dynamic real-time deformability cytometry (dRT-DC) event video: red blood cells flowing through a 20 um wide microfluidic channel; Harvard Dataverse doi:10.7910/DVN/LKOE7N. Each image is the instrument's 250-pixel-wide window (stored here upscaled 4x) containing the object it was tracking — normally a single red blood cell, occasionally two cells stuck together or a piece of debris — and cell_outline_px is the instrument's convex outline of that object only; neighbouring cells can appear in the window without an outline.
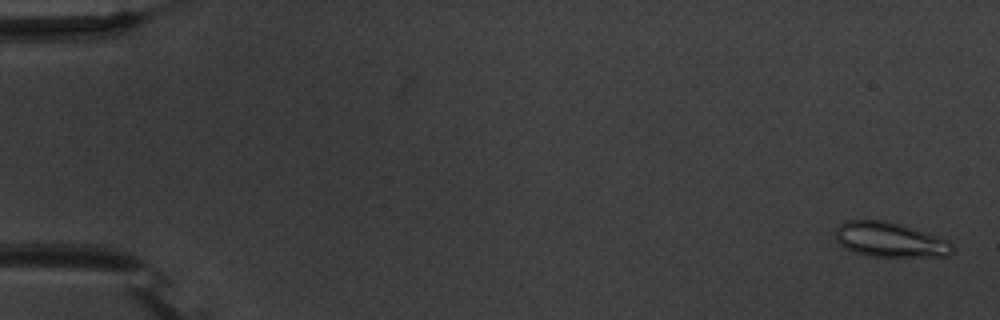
{"species": "common noctule bat (a hibernating species)", "species_latin": "Nyctalus noctula", "temperature_condition": "warm", "stored_images_in_passage": 55, "camera_frame_rate_fps": 3000, "um_per_image_px": 0.085, "animal": {"sex": "male", "body_mass_g": 20.1, "forearm_length_mm": 53.5}, "frame": {"image": 1, "passage_image": 1, "time_ms": 0.0, "image_size_px": [1000, 320], "cell_outline_px": [[952, 252], [948, 256], [864, 256], [852, 252], [844, 248], [836, 240], [836, 228], [844, 220], [888, 220], [904, 224], [928, 232], [948, 240], [952, 244]], "centroid_in_image_um": [75.62, 20.36], "position_along_channel_um": 9.4, "area_um2": 24.1}}
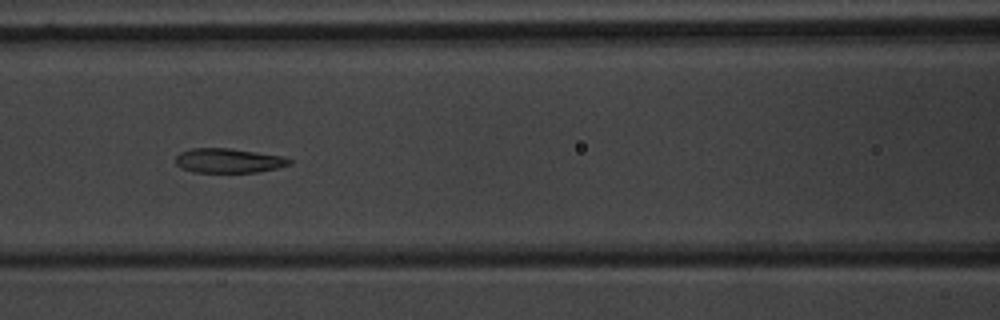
{"frame": {"image": 2, "passage_image": 24, "time_ms": 7.667, "image_size_px": [1000, 320], "cell_outline_px": [[292, 164], [276, 168], [256, 172], [192, 172], [180, 168], [176, 164], [176, 156], [180, 152], [192, 148], [228, 148], [284, 156], [292, 160]], "centroid_in_image_um": [19.42, 13.65], "position_along_channel_um": 147.2, "area_um2": 16.24}}
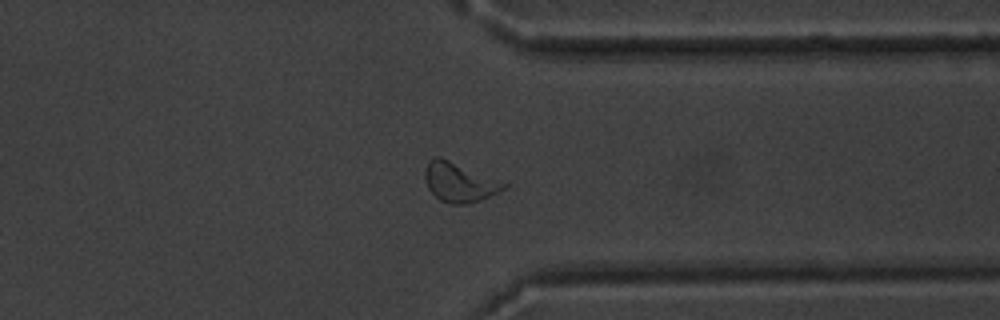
{"frame": {"image": 3, "passage_image": 42, "time_ms": 13.667, "image_size_px": [1000, 320], "cell_outline_px": [[508, 188], [480, 200], [464, 204], [448, 204], [440, 200], [428, 188], [424, 176], [424, 172], [428, 160], [436, 156], [440, 156], [508, 180]], "centroid_in_image_um": [39.14, 15.45], "position_along_channel_um": 372.3, "area_um2": 18.96}, "authors_computed_cell_mechanics": {"area_um2": 18.0336, "velocity_mm_per_s": 3.7805, "shape_relaxation_time_tau1_ms": 4.2895, "shape_relaxation_time_tau2_ms": 1.8243, "deformation_change_tau1": 0.1508, "deformation_change_tau2": 0.0885}}